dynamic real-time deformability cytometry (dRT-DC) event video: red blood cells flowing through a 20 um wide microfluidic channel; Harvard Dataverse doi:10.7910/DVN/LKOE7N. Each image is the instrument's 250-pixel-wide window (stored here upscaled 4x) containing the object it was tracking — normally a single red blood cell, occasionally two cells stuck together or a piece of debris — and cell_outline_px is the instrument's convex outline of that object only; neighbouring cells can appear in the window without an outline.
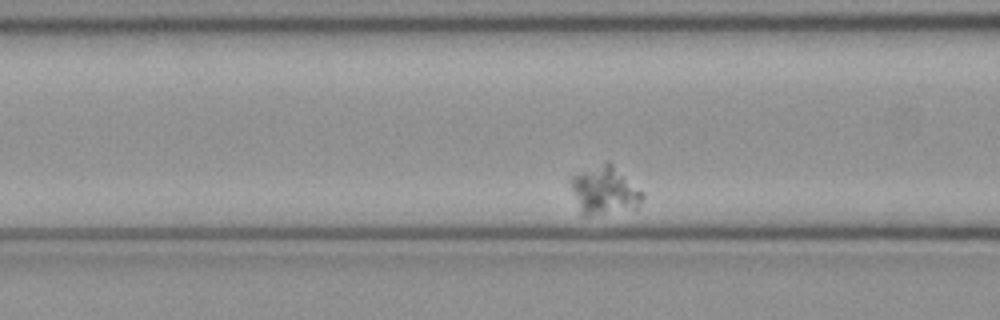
{"species": "common noctule bat (a hibernating species)", "species_latin": "Nyctalus noctula", "temperature_condition": "cold", "stored_images_in_passage": 50, "camera_frame_rate_fps": 3000, "um_per_image_px": 0.085, "animal": {"sex": "female", "body_mass_g": 21.9}, "frame": {"image": 1, "passage_image": 16, "time_ms": 5.0, "image_size_px": [1000, 320], "cell_outline_px": [[644, 196], [636, 208], [588, 216], [580, 216], [568, 180], [572, 176], [604, 160], [608, 160], [644, 192]], "centroid_in_image_um": [51.34, 16.18], "position_along_channel_um": 115.3, "area_um2": 20.46}}
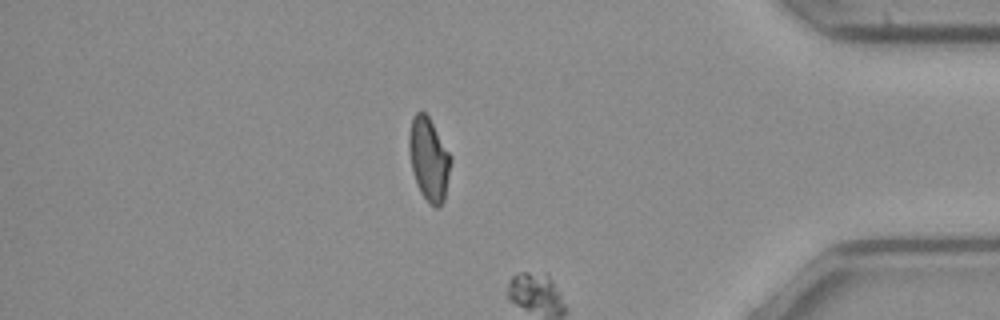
{"frame": {"image": 2, "passage_image": 43, "time_ms": 14.0, "image_size_px": [1000, 320], "cell_outline_px": [[452, 160], [444, 200], [440, 208], [436, 208], [420, 192], [412, 172], [408, 148], [408, 136], [412, 116], [420, 108], [428, 116], [452, 156]], "centroid_in_image_um": [36.44, 13.49], "position_along_channel_um": 398.8, "area_um2": 20.4}}
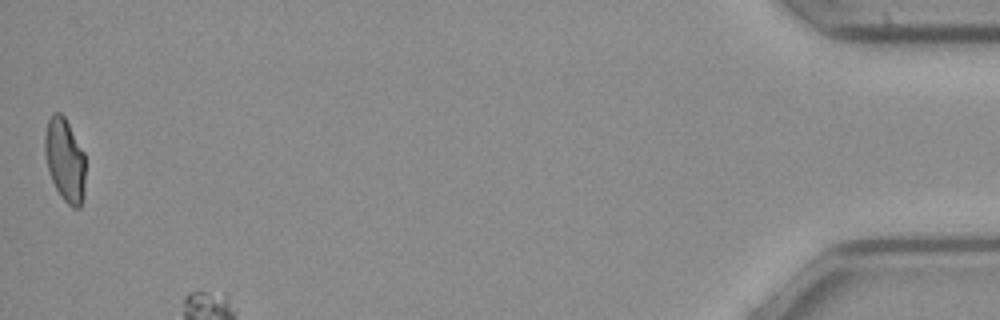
{"frame": {"image": 3, "passage_image": 50, "time_ms": 16.333, "image_size_px": [1000, 320], "cell_outline_px": [[84, 196], [80, 208], [72, 208], [64, 200], [56, 188], [52, 180], [48, 168], [44, 152], [44, 136], [48, 120], [56, 112], [60, 112], [64, 116], [84, 152]], "centroid_in_image_um": [5.51, 13.61], "position_along_channel_um": 429.7, "area_um2": 19.54}}